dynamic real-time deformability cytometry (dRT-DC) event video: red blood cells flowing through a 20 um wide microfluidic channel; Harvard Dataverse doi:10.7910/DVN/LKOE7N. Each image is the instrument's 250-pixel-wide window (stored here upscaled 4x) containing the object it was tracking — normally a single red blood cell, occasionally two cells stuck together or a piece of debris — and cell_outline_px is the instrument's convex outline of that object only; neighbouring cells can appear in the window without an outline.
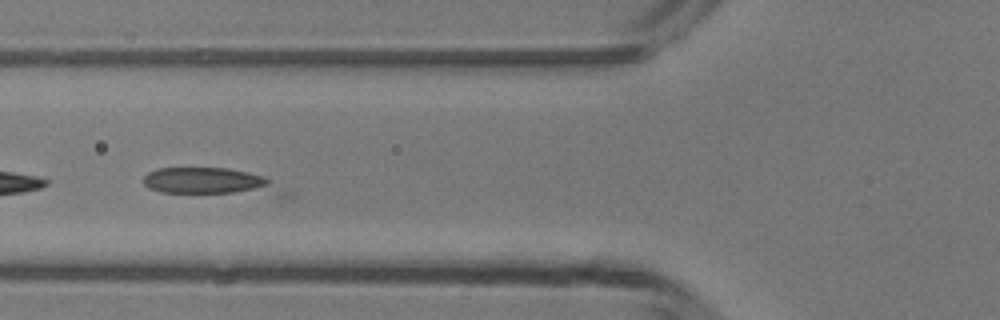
{"species": "common noctule bat (a hibernating species)", "species_latin": "Nyctalus noctula", "temperature_condition": "room temperature", "stored_images_in_passage": 11, "camera_frame_rate_fps": 3000, "um_per_image_px": 0.085, "animal": {"sex": "male", "body_mass_g": 13.3}, "frame": {"image": 1, "passage_image": 7, "time_ms": 2.0, "image_size_px": [1000, 320], "cell_outline_px": [[296, 196], [292, 200], [276, 200], [160, 192], [148, 188], [144, 184], [144, 176], [148, 172], [156, 168], [228, 168], [248, 172], [264, 176], [292, 192]], "centroid_in_image_um": [18.34, 15.59], "position_along_channel_um": 107.5, "area_um2": 25.2}}